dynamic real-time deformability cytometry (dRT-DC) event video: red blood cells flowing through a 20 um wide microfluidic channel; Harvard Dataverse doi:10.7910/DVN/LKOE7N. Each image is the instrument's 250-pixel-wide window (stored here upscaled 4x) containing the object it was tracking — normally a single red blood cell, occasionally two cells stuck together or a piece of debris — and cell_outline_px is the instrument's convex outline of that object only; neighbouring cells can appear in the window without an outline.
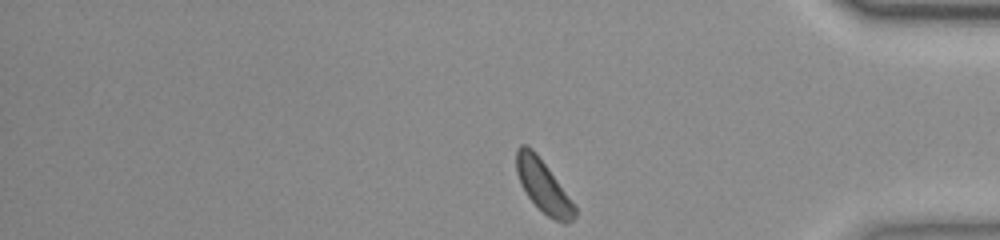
{"species": "common noctule bat (a hibernating species)", "species_latin": "Nyctalus noctula", "temperature_condition": "room temperature", "stored_images_in_passage": 54, "segment_of_instrument_passage": [2, 2], "camera_frame_rate_fps": 3000, "um_per_image_px": 0.085, "animal": {"sex": "female", "body_mass_g": 23.0, "forearm_length_mm": 53.4}, "frame": {"image": 1, "passage_image": 54, "time_ms": 17.667, "image_size_px": [1000, 240], "cell_outline_px": [[576, 216], [572, 220], [564, 224], [548, 216], [528, 196], [520, 184], [516, 172], [516, 148], [520, 144], [524, 144], [532, 148], [536, 152], [548, 168], [576, 208]], "centroid_in_image_um": [46.14, 15.78], "position_along_channel_um": 389.1, "area_um2": 17.4}}